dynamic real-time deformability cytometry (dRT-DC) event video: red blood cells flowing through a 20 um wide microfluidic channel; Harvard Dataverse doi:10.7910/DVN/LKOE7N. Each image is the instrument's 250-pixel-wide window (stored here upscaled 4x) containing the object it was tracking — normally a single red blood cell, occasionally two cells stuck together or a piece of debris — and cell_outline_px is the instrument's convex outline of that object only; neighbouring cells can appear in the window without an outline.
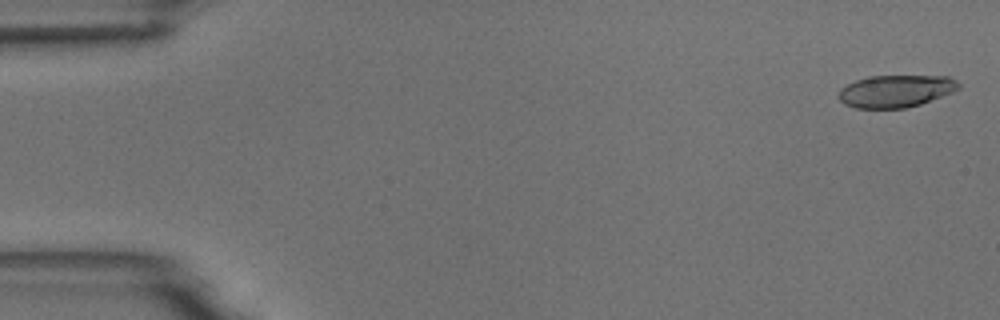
{"species": "common noctule bat (a hibernating species)", "species_latin": "Nyctalus noctula", "temperature_condition": "room temperature", "stored_images_in_passage": 5, "camera_frame_rate_fps": 3000, "um_per_image_px": 0.085, "animal": {"sex": "male", "body_mass_g": 18.8}, "frame": {"image": 1, "passage_image": 1, "time_ms": 0.0, "image_size_px": [1000, 320], "cell_outline_px": [[960, 88], [952, 92], [920, 104], [904, 108], [856, 108], [844, 104], [836, 96], [840, 88], [856, 80], [868, 76], [948, 76], [956, 80], [960, 84]], "centroid_in_image_um": [76.11, 7.74], "position_along_channel_um": 8.9, "area_um2": 22.6}}
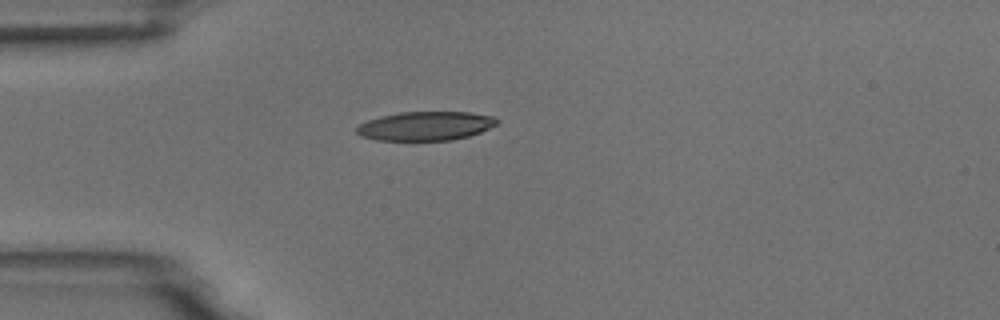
{"frame": {"image": 2, "passage_image": 4, "time_ms": 4.333, "image_size_px": [1000, 320], "cell_outline_px": [[500, 120], [496, 124], [480, 132], [468, 136], [452, 140], [376, 140], [360, 136], [356, 132], [356, 128], [360, 124], [368, 120], [380, 116], [400, 112], [468, 112], [492, 116]], "centroid_in_image_um": [36.15, 10.71], "position_along_channel_um": 48.8, "area_um2": 23.58}}